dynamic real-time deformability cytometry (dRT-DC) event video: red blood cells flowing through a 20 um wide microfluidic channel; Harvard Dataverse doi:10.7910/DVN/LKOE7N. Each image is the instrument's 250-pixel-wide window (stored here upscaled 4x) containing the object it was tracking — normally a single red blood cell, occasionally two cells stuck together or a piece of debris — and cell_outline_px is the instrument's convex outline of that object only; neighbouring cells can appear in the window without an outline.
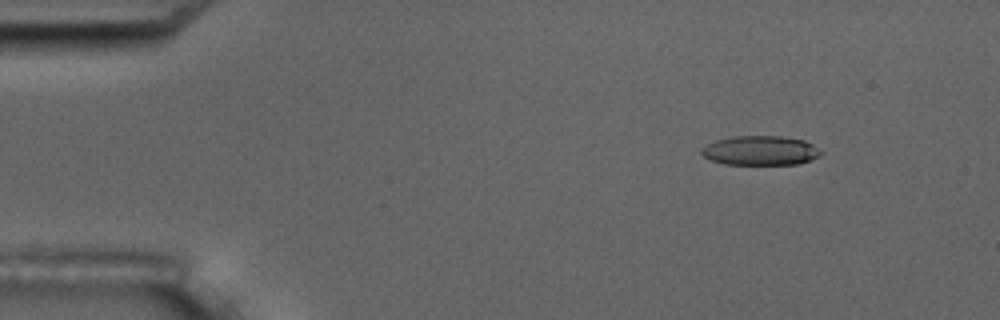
{"species": "common noctule bat (a hibernating species)", "species_latin": "Nyctalus noctula", "temperature_condition": "room temperature", "stored_images_in_passage": 6, "camera_frame_rate_fps": 3000, "um_per_image_px": 0.085, "animal": {"sex": "male", "body_mass_g": 17.5, "forearm_length_mm": 52.3}, "frame": {"image": 1, "passage_image": 3, "time_ms": 2.0, "image_size_px": [1000, 320], "cell_outline_px": [[824, 152], [820, 156], [800, 164], [724, 164], [712, 160], [704, 156], [700, 152], [700, 148], [716, 140], [732, 136], [784, 136], [804, 140], [812, 144]], "centroid_in_image_um": [64.66, 12.79], "position_along_channel_um": 20.3, "area_um2": 20.58}}
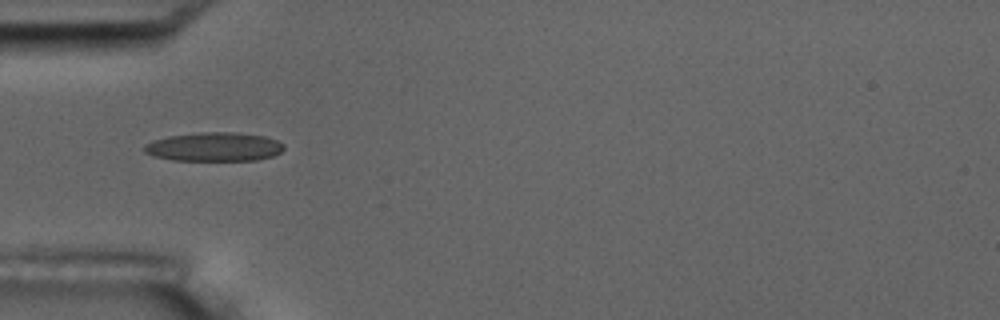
{"frame": {"image": 2, "passage_image": 6, "time_ms": 5.667, "image_size_px": [1000, 320], "cell_outline_px": [[284, 148], [280, 152], [272, 156], [256, 160], [172, 160], [152, 156], [144, 152], [144, 144], [152, 140], [168, 136], [200, 132], [236, 132], [264, 136], [276, 140], [284, 144]], "centroid_in_image_um": [18.17, 12.47], "position_along_channel_um": 66.8, "area_um2": 23.58}}